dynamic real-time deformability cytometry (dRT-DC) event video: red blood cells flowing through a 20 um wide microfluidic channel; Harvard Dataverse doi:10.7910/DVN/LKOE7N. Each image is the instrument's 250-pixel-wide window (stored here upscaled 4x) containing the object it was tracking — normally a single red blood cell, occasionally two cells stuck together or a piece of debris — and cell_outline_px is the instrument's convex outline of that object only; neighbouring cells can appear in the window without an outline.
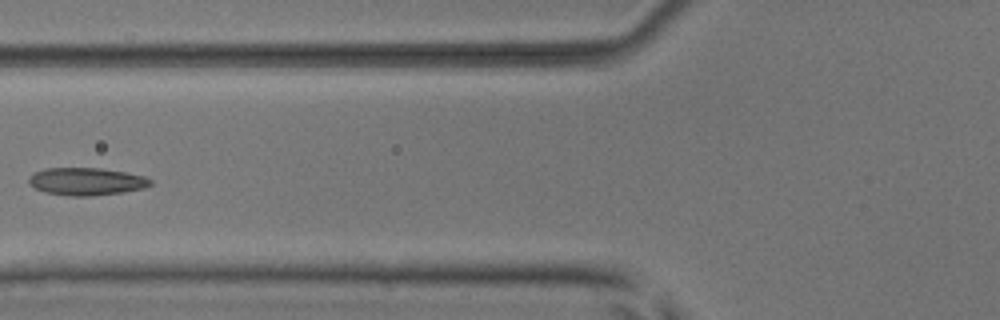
{"species": "common noctule bat (a hibernating species)", "species_latin": "Nyctalus noctula", "temperature_condition": "room temperature", "stored_images_in_passage": 6, "camera_frame_rate_fps": 3000, "um_per_image_px": 0.085, "animal": {"sex": "male", "body_mass_g": 17.9, "forearm_length_mm": 54.2}, "frame": {"image": 1, "passage_image": 6, "time_ms": 6.667, "image_size_px": [1000, 320], "cell_outline_px": [[152, 184], [144, 188], [124, 192], [92, 196], [68, 196], [44, 192], [28, 184], [28, 180], [36, 172], [44, 168], [100, 168], [124, 172], [144, 176], [152, 180]], "centroid_in_image_um": [7.35, 15.43], "position_along_channel_um": 118.4, "area_um2": 19.54}}